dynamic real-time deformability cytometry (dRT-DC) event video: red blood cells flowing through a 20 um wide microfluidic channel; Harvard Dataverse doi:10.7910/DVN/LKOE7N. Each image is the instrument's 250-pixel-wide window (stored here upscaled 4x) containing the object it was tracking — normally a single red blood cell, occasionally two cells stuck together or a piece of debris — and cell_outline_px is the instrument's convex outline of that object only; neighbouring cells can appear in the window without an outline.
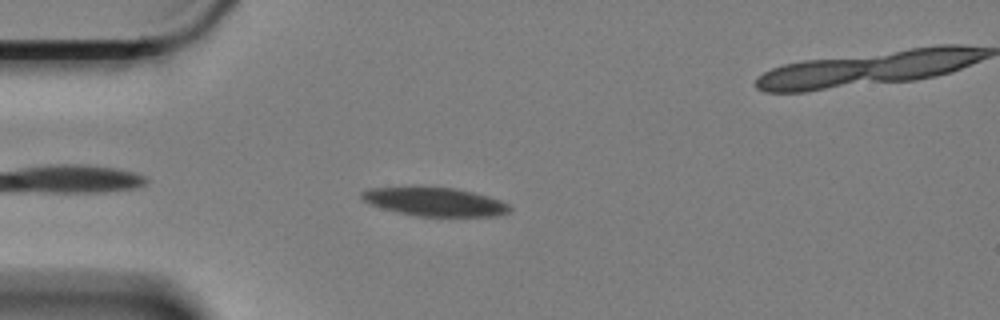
{"species": "Egyptian fruit bat (a non-hibernating species)", "species_latin": "Rousettus aegyptiacus", "temperature_condition": "cold", "stored_images_in_passage": 11, "camera_frame_rate_fps": 3000, "um_per_image_px": 0.085, "animal": {"sex": "female"}, "frame": {"image": 1, "passage_image": 4, "time_ms": 1.0, "image_size_px": [1000, 320], "cell_outline_px": [[512, 208], [508, 212], [496, 216], [416, 216], [368, 204], [360, 196], [360, 192], [372, 188], [456, 188], [488, 196], [500, 200], [508, 204]], "centroid_in_image_um": [36.99, 17.16], "position_along_channel_um": 48.0, "area_um2": 24.1}}
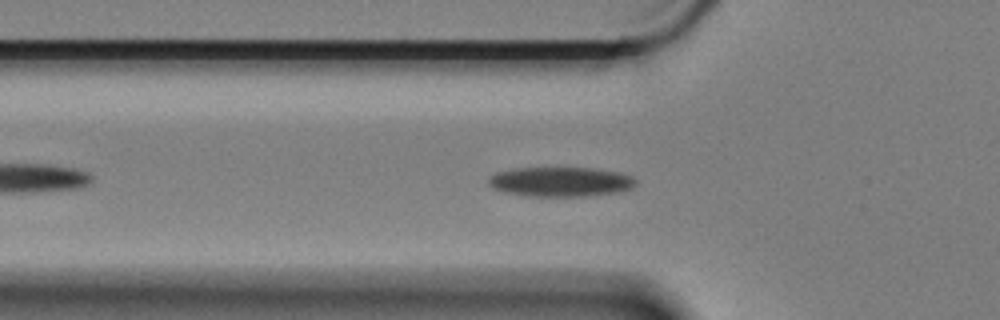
{"frame": {"image": 2, "passage_image": 8, "time_ms": 2.333, "image_size_px": [1000, 320], "cell_outline_px": [[636, 184], [632, 188], [616, 192], [588, 196], [528, 196], [504, 192], [492, 188], [488, 184], [488, 180], [496, 172], [516, 168], [596, 168], [620, 172], [632, 176], [636, 180]], "centroid_in_image_um": [47.66, 15.45], "position_along_channel_um": 78.1, "area_um2": 25.49}}
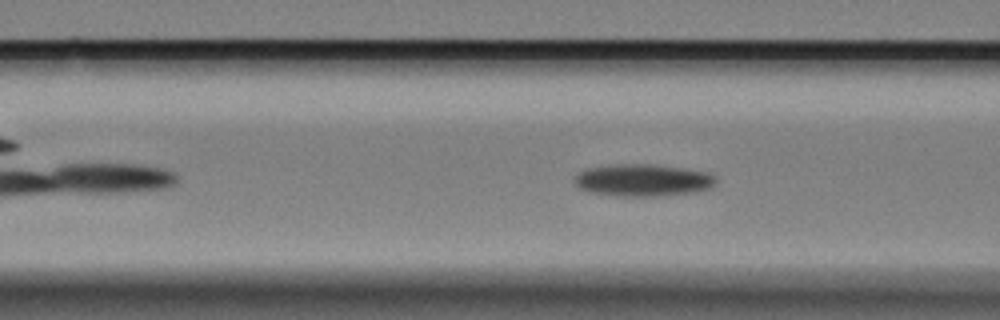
{"frame": {"image": 3, "passage_image": 11, "time_ms": 3.333, "image_size_px": [1000, 320], "cell_outline_px": [[716, 180], [708, 188], [692, 192], [656, 196], [616, 196], [592, 192], [580, 188], [572, 180], [580, 172], [588, 168], [616, 164], [648, 164], [684, 168], [708, 172], [716, 176]], "centroid_in_image_um": [54.63, 15.31], "position_along_channel_um": 112.0, "area_um2": 26.24}}